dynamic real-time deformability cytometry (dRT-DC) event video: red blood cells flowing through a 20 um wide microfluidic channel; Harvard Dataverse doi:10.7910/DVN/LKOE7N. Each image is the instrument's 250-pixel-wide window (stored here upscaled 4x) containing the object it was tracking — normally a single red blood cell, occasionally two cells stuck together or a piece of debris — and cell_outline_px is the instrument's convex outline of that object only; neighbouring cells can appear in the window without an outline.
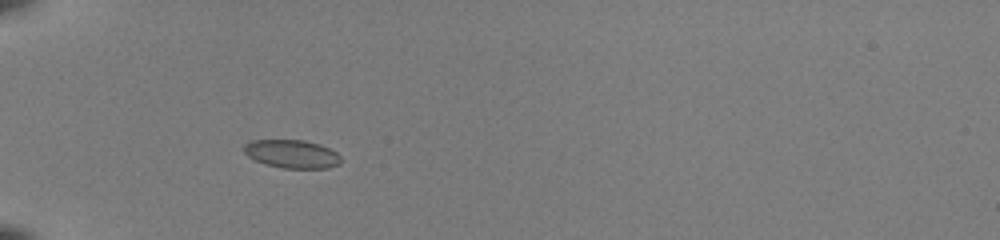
{"species": "common noctule bat (a hibernating species)", "species_latin": "Nyctalus noctula", "temperature_condition": "room temperature", "stored_images_in_passage": 34, "camera_frame_rate_fps": 3000, "um_per_image_px": 0.085, "animal": {"sex": "female", "body_mass_g": 22.0, "forearm_length_mm": 56.7}, "frame": {"image": 1, "passage_image": 1, "time_ms": 0.0, "image_size_px": [1000, 240], "cell_outline_px": [[340, 164], [328, 168], [284, 168], [264, 164], [248, 156], [244, 152], [244, 144], [252, 140], [304, 140], [320, 144], [336, 152], [340, 156]], "centroid_in_image_um": [24.81, 13.08], "position_along_channel_um": 60.2, "area_um2": 15.95}}
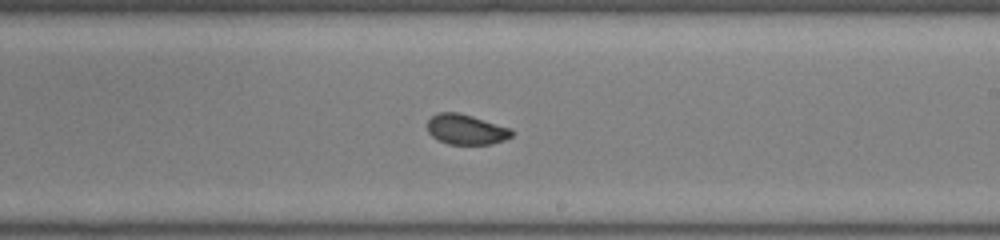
{"frame": {"image": 2, "passage_image": 16, "time_ms": 5.0, "image_size_px": [1000, 240], "cell_outline_px": [[512, 136], [504, 140], [492, 144], [448, 144], [432, 136], [428, 132], [428, 120], [436, 112], [460, 112], [508, 128], [512, 132]], "centroid_in_image_um": [39.57, 11.0], "position_along_channel_um": 249.4, "area_um2": 14.62}}
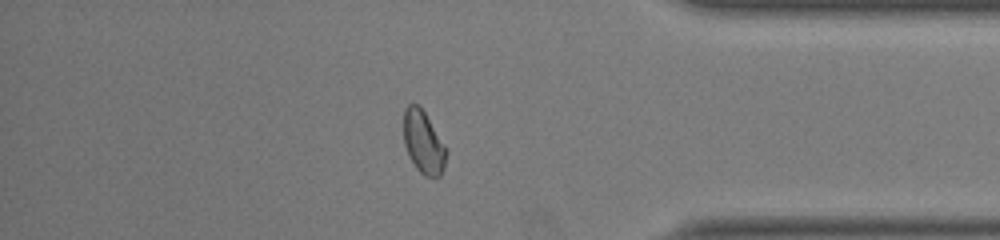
{"frame": {"image": 3, "passage_image": 28, "time_ms": 9.0, "image_size_px": [1000, 240], "cell_outline_px": [[448, 152], [444, 168], [440, 176], [424, 176], [416, 168], [408, 156], [404, 144], [404, 108], [408, 104], [420, 104], [448, 148]], "centroid_in_image_um": [36.01, 12.07], "position_along_channel_um": 399.2, "area_um2": 16.01}}